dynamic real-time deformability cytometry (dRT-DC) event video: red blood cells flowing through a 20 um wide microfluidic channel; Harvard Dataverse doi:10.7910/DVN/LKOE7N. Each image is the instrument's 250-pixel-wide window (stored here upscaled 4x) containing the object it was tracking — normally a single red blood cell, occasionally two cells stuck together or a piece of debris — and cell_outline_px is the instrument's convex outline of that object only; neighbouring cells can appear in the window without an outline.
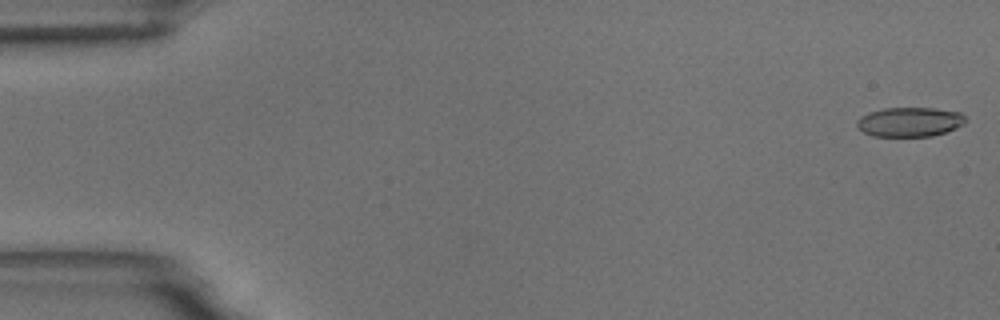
{"species": "common noctule bat (a hibernating species)", "species_latin": "Nyctalus noctula", "temperature_condition": "room temperature", "stored_images_in_passage": 54, "camera_frame_rate_fps": 3000, "um_per_image_px": 0.085, "animal": {"sex": "male", "body_mass_g": 18.8}, "frame": {"image": 1, "passage_image": 1, "time_ms": 0.0, "image_size_px": [1000, 320], "cell_outline_px": [[968, 120], [964, 124], [956, 128], [932, 136], [872, 136], [864, 132], [856, 124], [856, 120], [860, 116], [868, 112], [884, 108], [932, 108], [960, 112]], "centroid_in_image_um": [77.32, 10.36], "position_along_channel_um": 7.7, "area_um2": 18.67}}
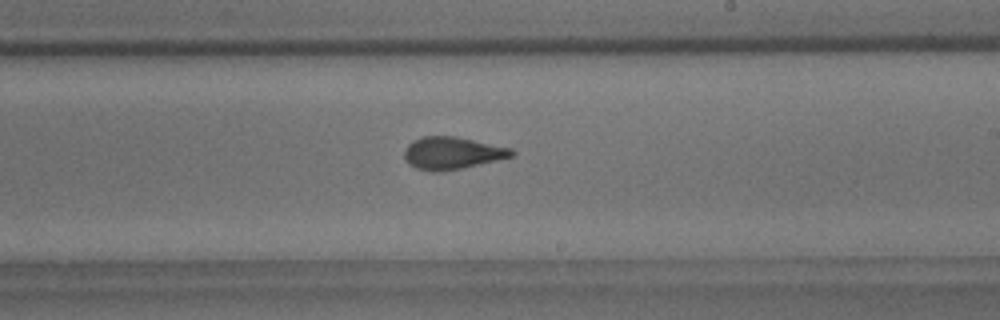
{"frame": {"image": 2, "passage_image": 32, "time_ms": 10.333, "image_size_px": [1000, 320], "cell_outline_px": [[516, 152], [512, 156], [496, 160], [460, 168], [440, 172], [432, 172], [416, 168], [408, 164], [404, 156], [404, 148], [412, 140], [424, 136], [456, 136], [512, 148]], "centroid_in_image_um": [38.39, 13.0], "position_along_channel_um": 250.6, "area_um2": 20.23}}
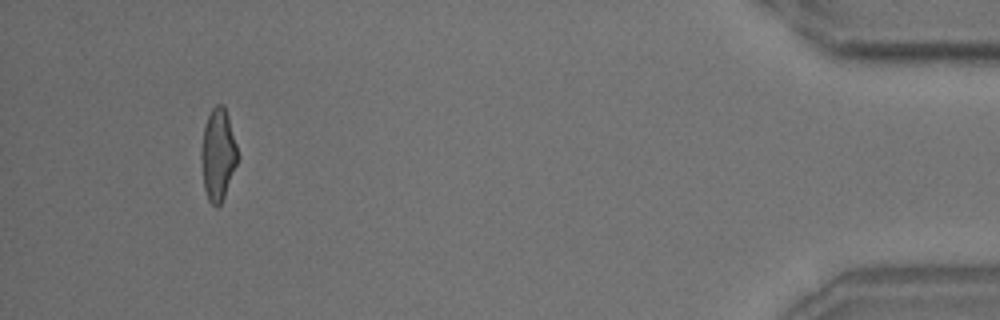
{"frame": {"image": 3, "passage_image": 51, "time_ms": 16.667, "image_size_px": [1000, 320], "cell_outline_px": [[240, 156], [224, 196], [220, 204], [216, 208], [208, 200], [204, 188], [200, 156], [200, 152], [204, 128], [208, 116], [212, 108], [216, 104], [224, 104], [228, 116]], "centroid_in_image_um": [18.53, 13.13], "position_along_channel_um": 416.7, "area_um2": 19.59}, "authors_computed_cell_mechanics": {"area_um2": 19.8832, "velocity_mm_per_s": 3.7143, "shape_relaxation_time_tau1_ms": 7.391, "shape_relaxation_time_tau2_ms": 1.4777, "deformation_change_tau1": 0.2096, "deformation_change_tau2": 0.0897}}